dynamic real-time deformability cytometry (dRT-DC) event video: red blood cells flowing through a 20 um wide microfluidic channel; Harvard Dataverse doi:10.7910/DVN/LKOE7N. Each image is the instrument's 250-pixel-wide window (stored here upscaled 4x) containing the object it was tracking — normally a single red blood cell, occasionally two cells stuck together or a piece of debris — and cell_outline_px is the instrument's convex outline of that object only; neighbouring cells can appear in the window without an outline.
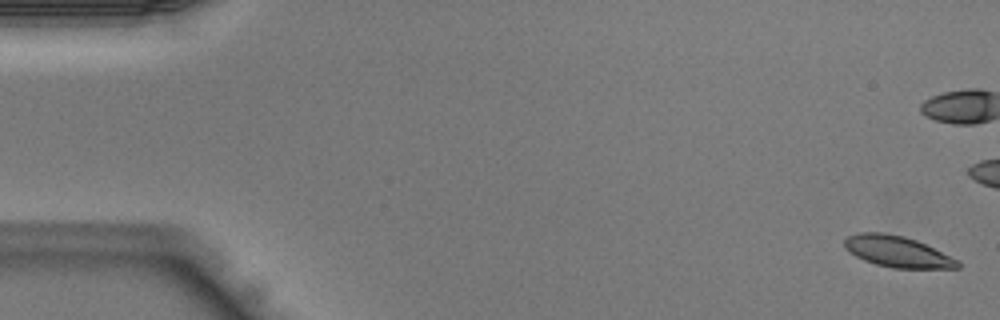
{"species": "Egyptian fruit bat (a non-hibernating species)", "species_latin": "Rousettus aegyptiacus", "temperature_condition": "warm", "stored_images_in_passage": 44, "camera_frame_rate_fps": 3000, "um_per_image_px": 0.085, "animal": {"sex": "male"}, "frame": {"image": 1, "passage_image": 1, "time_ms": 0.0, "image_size_px": [1000, 320], "cell_outline_px": [[960, 268], [892, 268], [876, 264], [864, 260], [856, 256], [844, 248], [844, 240], [848, 236], [856, 232], [884, 232], [904, 236], [916, 240], [960, 260]], "centroid_in_image_um": [76.27, 21.38], "position_along_channel_um": 8.7, "area_um2": 20.63}}